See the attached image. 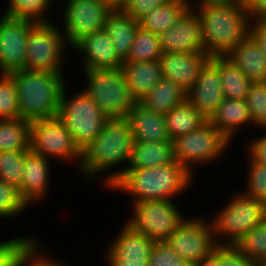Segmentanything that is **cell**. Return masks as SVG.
Instances as JSON below:
<instances>
[{"label": "cell", "mask_w": 266, "mask_h": 266, "mask_svg": "<svg viewBox=\"0 0 266 266\" xmlns=\"http://www.w3.org/2000/svg\"><path fill=\"white\" fill-rule=\"evenodd\" d=\"M210 58L206 52H162L159 62L163 78L173 81L187 94Z\"/></svg>", "instance_id": "19"}, {"label": "cell", "mask_w": 266, "mask_h": 266, "mask_svg": "<svg viewBox=\"0 0 266 266\" xmlns=\"http://www.w3.org/2000/svg\"><path fill=\"white\" fill-rule=\"evenodd\" d=\"M204 1H213V0H186V2L190 5L193 6L197 3L204 2Z\"/></svg>", "instance_id": "51"}, {"label": "cell", "mask_w": 266, "mask_h": 266, "mask_svg": "<svg viewBox=\"0 0 266 266\" xmlns=\"http://www.w3.org/2000/svg\"><path fill=\"white\" fill-rule=\"evenodd\" d=\"M258 266H266V259L257 263Z\"/></svg>", "instance_id": "52"}, {"label": "cell", "mask_w": 266, "mask_h": 266, "mask_svg": "<svg viewBox=\"0 0 266 266\" xmlns=\"http://www.w3.org/2000/svg\"><path fill=\"white\" fill-rule=\"evenodd\" d=\"M59 1H60V0H59ZM59 1H58V0H55L56 3H58ZM62 1H65V0H61V3H62Z\"/></svg>", "instance_id": "54"}, {"label": "cell", "mask_w": 266, "mask_h": 266, "mask_svg": "<svg viewBox=\"0 0 266 266\" xmlns=\"http://www.w3.org/2000/svg\"><path fill=\"white\" fill-rule=\"evenodd\" d=\"M245 100L253 129L266 131V82H252Z\"/></svg>", "instance_id": "36"}, {"label": "cell", "mask_w": 266, "mask_h": 266, "mask_svg": "<svg viewBox=\"0 0 266 266\" xmlns=\"http://www.w3.org/2000/svg\"><path fill=\"white\" fill-rule=\"evenodd\" d=\"M28 151H0V180L19 188L22 184L23 163Z\"/></svg>", "instance_id": "37"}, {"label": "cell", "mask_w": 266, "mask_h": 266, "mask_svg": "<svg viewBox=\"0 0 266 266\" xmlns=\"http://www.w3.org/2000/svg\"><path fill=\"white\" fill-rule=\"evenodd\" d=\"M71 52L77 53L78 60L82 56V59L80 58L82 72L94 69H118L124 63L116 53L105 29L82 37L71 47Z\"/></svg>", "instance_id": "17"}, {"label": "cell", "mask_w": 266, "mask_h": 266, "mask_svg": "<svg viewBox=\"0 0 266 266\" xmlns=\"http://www.w3.org/2000/svg\"><path fill=\"white\" fill-rule=\"evenodd\" d=\"M225 57L236 65L251 82H266V59L248 34Z\"/></svg>", "instance_id": "23"}, {"label": "cell", "mask_w": 266, "mask_h": 266, "mask_svg": "<svg viewBox=\"0 0 266 266\" xmlns=\"http://www.w3.org/2000/svg\"><path fill=\"white\" fill-rule=\"evenodd\" d=\"M19 118L15 80L10 74H0V120Z\"/></svg>", "instance_id": "40"}, {"label": "cell", "mask_w": 266, "mask_h": 266, "mask_svg": "<svg viewBox=\"0 0 266 266\" xmlns=\"http://www.w3.org/2000/svg\"><path fill=\"white\" fill-rule=\"evenodd\" d=\"M249 35L259 46L266 59V28L257 20H252L249 25Z\"/></svg>", "instance_id": "46"}, {"label": "cell", "mask_w": 266, "mask_h": 266, "mask_svg": "<svg viewBox=\"0 0 266 266\" xmlns=\"http://www.w3.org/2000/svg\"><path fill=\"white\" fill-rule=\"evenodd\" d=\"M44 246L41 241H36L21 258L19 266H69L64 264L66 262H61L63 260L56 259L55 256L48 254Z\"/></svg>", "instance_id": "42"}, {"label": "cell", "mask_w": 266, "mask_h": 266, "mask_svg": "<svg viewBox=\"0 0 266 266\" xmlns=\"http://www.w3.org/2000/svg\"><path fill=\"white\" fill-rule=\"evenodd\" d=\"M206 215L190 216L173 232L165 243L179 257L191 264L197 262L217 243L214 238L212 223Z\"/></svg>", "instance_id": "13"}, {"label": "cell", "mask_w": 266, "mask_h": 266, "mask_svg": "<svg viewBox=\"0 0 266 266\" xmlns=\"http://www.w3.org/2000/svg\"><path fill=\"white\" fill-rule=\"evenodd\" d=\"M247 142L244 147V151L247 154L245 156H248L252 161L266 165V133L262 130L260 136H255V138H251Z\"/></svg>", "instance_id": "45"}, {"label": "cell", "mask_w": 266, "mask_h": 266, "mask_svg": "<svg viewBox=\"0 0 266 266\" xmlns=\"http://www.w3.org/2000/svg\"><path fill=\"white\" fill-rule=\"evenodd\" d=\"M235 246L250 260L258 263L266 259V219L247 232Z\"/></svg>", "instance_id": "34"}, {"label": "cell", "mask_w": 266, "mask_h": 266, "mask_svg": "<svg viewBox=\"0 0 266 266\" xmlns=\"http://www.w3.org/2000/svg\"><path fill=\"white\" fill-rule=\"evenodd\" d=\"M220 81L224 98L245 100L251 81L225 56H220Z\"/></svg>", "instance_id": "32"}, {"label": "cell", "mask_w": 266, "mask_h": 266, "mask_svg": "<svg viewBox=\"0 0 266 266\" xmlns=\"http://www.w3.org/2000/svg\"><path fill=\"white\" fill-rule=\"evenodd\" d=\"M174 201L143 200L132 203V215L123 223L154 242L165 241L187 218Z\"/></svg>", "instance_id": "10"}, {"label": "cell", "mask_w": 266, "mask_h": 266, "mask_svg": "<svg viewBox=\"0 0 266 266\" xmlns=\"http://www.w3.org/2000/svg\"><path fill=\"white\" fill-rule=\"evenodd\" d=\"M83 91L109 118H125L135 104L123 71L118 69H94L83 72Z\"/></svg>", "instance_id": "8"}, {"label": "cell", "mask_w": 266, "mask_h": 266, "mask_svg": "<svg viewBox=\"0 0 266 266\" xmlns=\"http://www.w3.org/2000/svg\"><path fill=\"white\" fill-rule=\"evenodd\" d=\"M7 5L1 15L9 18L26 19L35 23L52 22L49 18L56 2L55 0H7ZM49 14V15H48Z\"/></svg>", "instance_id": "30"}, {"label": "cell", "mask_w": 266, "mask_h": 266, "mask_svg": "<svg viewBox=\"0 0 266 266\" xmlns=\"http://www.w3.org/2000/svg\"><path fill=\"white\" fill-rule=\"evenodd\" d=\"M175 162L172 141H134L127 168H153Z\"/></svg>", "instance_id": "26"}, {"label": "cell", "mask_w": 266, "mask_h": 266, "mask_svg": "<svg viewBox=\"0 0 266 266\" xmlns=\"http://www.w3.org/2000/svg\"><path fill=\"white\" fill-rule=\"evenodd\" d=\"M172 143L175 161L193 177L195 171H198L196 169H200L199 166L215 164L223 156H227L226 152L232 144L208 120L197 130L175 138Z\"/></svg>", "instance_id": "7"}, {"label": "cell", "mask_w": 266, "mask_h": 266, "mask_svg": "<svg viewBox=\"0 0 266 266\" xmlns=\"http://www.w3.org/2000/svg\"><path fill=\"white\" fill-rule=\"evenodd\" d=\"M192 266H218V244L211 248L204 256Z\"/></svg>", "instance_id": "48"}, {"label": "cell", "mask_w": 266, "mask_h": 266, "mask_svg": "<svg viewBox=\"0 0 266 266\" xmlns=\"http://www.w3.org/2000/svg\"><path fill=\"white\" fill-rule=\"evenodd\" d=\"M209 219L217 244L235 245L247 232L266 219V203L234 191L231 198Z\"/></svg>", "instance_id": "5"}, {"label": "cell", "mask_w": 266, "mask_h": 266, "mask_svg": "<svg viewBox=\"0 0 266 266\" xmlns=\"http://www.w3.org/2000/svg\"><path fill=\"white\" fill-rule=\"evenodd\" d=\"M162 55L159 35L138 27L129 56L125 61H157Z\"/></svg>", "instance_id": "33"}, {"label": "cell", "mask_w": 266, "mask_h": 266, "mask_svg": "<svg viewBox=\"0 0 266 266\" xmlns=\"http://www.w3.org/2000/svg\"><path fill=\"white\" fill-rule=\"evenodd\" d=\"M167 133L171 141L197 130L207 119L186 99L164 114Z\"/></svg>", "instance_id": "28"}, {"label": "cell", "mask_w": 266, "mask_h": 266, "mask_svg": "<svg viewBox=\"0 0 266 266\" xmlns=\"http://www.w3.org/2000/svg\"><path fill=\"white\" fill-rule=\"evenodd\" d=\"M69 84H65L61 93L58 118L71 133L76 146L82 151L100 133L109 117L82 88L70 96L67 88Z\"/></svg>", "instance_id": "6"}, {"label": "cell", "mask_w": 266, "mask_h": 266, "mask_svg": "<svg viewBox=\"0 0 266 266\" xmlns=\"http://www.w3.org/2000/svg\"><path fill=\"white\" fill-rule=\"evenodd\" d=\"M222 1H237V2H241V0H222Z\"/></svg>", "instance_id": "53"}, {"label": "cell", "mask_w": 266, "mask_h": 266, "mask_svg": "<svg viewBox=\"0 0 266 266\" xmlns=\"http://www.w3.org/2000/svg\"><path fill=\"white\" fill-rule=\"evenodd\" d=\"M138 27V20L120 8H114L107 16L104 29L107 31L116 53L123 61L129 56Z\"/></svg>", "instance_id": "25"}, {"label": "cell", "mask_w": 266, "mask_h": 266, "mask_svg": "<svg viewBox=\"0 0 266 266\" xmlns=\"http://www.w3.org/2000/svg\"><path fill=\"white\" fill-rule=\"evenodd\" d=\"M36 235L29 234L8 238L1 242L0 240V266H19L21 258L36 242Z\"/></svg>", "instance_id": "35"}, {"label": "cell", "mask_w": 266, "mask_h": 266, "mask_svg": "<svg viewBox=\"0 0 266 266\" xmlns=\"http://www.w3.org/2000/svg\"><path fill=\"white\" fill-rule=\"evenodd\" d=\"M28 209L29 206L20 197L18 188L0 180V218L15 219Z\"/></svg>", "instance_id": "38"}, {"label": "cell", "mask_w": 266, "mask_h": 266, "mask_svg": "<svg viewBox=\"0 0 266 266\" xmlns=\"http://www.w3.org/2000/svg\"><path fill=\"white\" fill-rule=\"evenodd\" d=\"M194 179L175 161L160 167L127 168L109 190L130 195V204L143 200H175L192 189Z\"/></svg>", "instance_id": "3"}, {"label": "cell", "mask_w": 266, "mask_h": 266, "mask_svg": "<svg viewBox=\"0 0 266 266\" xmlns=\"http://www.w3.org/2000/svg\"><path fill=\"white\" fill-rule=\"evenodd\" d=\"M133 144L126 118H109L95 139L81 151V162L74 174L92 185L99 178L102 187L108 190L126 171Z\"/></svg>", "instance_id": "1"}, {"label": "cell", "mask_w": 266, "mask_h": 266, "mask_svg": "<svg viewBox=\"0 0 266 266\" xmlns=\"http://www.w3.org/2000/svg\"><path fill=\"white\" fill-rule=\"evenodd\" d=\"M200 18L205 52L225 56L249 34L252 21L243 2L204 1L192 6Z\"/></svg>", "instance_id": "2"}, {"label": "cell", "mask_w": 266, "mask_h": 266, "mask_svg": "<svg viewBox=\"0 0 266 266\" xmlns=\"http://www.w3.org/2000/svg\"><path fill=\"white\" fill-rule=\"evenodd\" d=\"M218 266H258L235 245L218 244Z\"/></svg>", "instance_id": "43"}, {"label": "cell", "mask_w": 266, "mask_h": 266, "mask_svg": "<svg viewBox=\"0 0 266 266\" xmlns=\"http://www.w3.org/2000/svg\"><path fill=\"white\" fill-rule=\"evenodd\" d=\"M132 97L136 101L144 98L163 78L159 60L157 61H124L121 66Z\"/></svg>", "instance_id": "24"}, {"label": "cell", "mask_w": 266, "mask_h": 266, "mask_svg": "<svg viewBox=\"0 0 266 266\" xmlns=\"http://www.w3.org/2000/svg\"><path fill=\"white\" fill-rule=\"evenodd\" d=\"M51 162V159L31 150L25 154L22 184L18 190L20 197L29 207L43 201L50 194Z\"/></svg>", "instance_id": "20"}, {"label": "cell", "mask_w": 266, "mask_h": 266, "mask_svg": "<svg viewBox=\"0 0 266 266\" xmlns=\"http://www.w3.org/2000/svg\"><path fill=\"white\" fill-rule=\"evenodd\" d=\"M108 2L113 8H120L126 0H104Z\"/></svg>", "instance_id": "49"}, {"label": "cell", "mask_w": 266, "mask_h": 266, "mask_svg": "<svg viewBox=\"0 0 266 266\" xmlns=\"http://www.w3.org/2000/svg\"><path fill=\"white\" fill-rule=\"evenodd\" d=\"M148 266H192V264L179 257L165 241H162L153 244Z\"/></svg>", "instance_id": "41"}, {"label": "cell", "mask_w": 266, "mask_h": 266, "mask_svg": "<svg viewBox=\"0 0 266 266\" xmlns=\"http://www.w3.org/2000/svg\"><path fill=\"white\" fill-rule=\"evenodd\" d=\"M257 21L266 28V13H264L262 16H260Z\"/></svg>", "instance_id": "50"}, {"label": "cell", "mask_w": 266, "mask_h": 266, "mask_svg": "<svg viewBox=\"0 0 266 266\" xmlns=\"http://www.w3.org/2000/svg\"><path fill=\"white\" fill-rule=\"evenodd\" d=\"M109 243L102 252L105 254L106 266H148L155 242L144 234L132 231L123 223Z\"/></svg>", "instance_id": "15"}, {"label": "cell", "mask_w": 266, "mask_h": 266, "mask_svg": "<svg viewBox=\"0 0 266 266\" xmlns=\"http://www.w3.org/2000/svg\"><path fill=\"white\" fill-rule=\"evenodd\" d=\"M30 150L47 159L51 158L53 162L57 159L69 165L77 164L74 166L78 171L81 151L58 117L30 121Z\"/></svg>", "instance_id": "11"}, {"label": "cell", "mask_w": 266, "mask_h": 266, "mask_svg": "<svg viewBox=\"0 0 266 266\" xmlns=\"http://www.w3.org/2000/svg\"><path fill=\"white\" fill-rule=\"evenodd\" d=\"M10 75L15 80L21 119L34 121L58 117L67 73L22 69Z\"/></svg>", "instance_id": "4"}, {"label": "cell", "mask_w": 266, "mask_h": 266, "mask_svg": "<svg viewBox=\"0 0 266 266\" xmlns=\"http://www.w3.org/2000/svg\"><path fill=\"white\" fill-rule=\"evenodd\" d=\"M185 100L186 93L178 85L162 78L140 102L150 110L166 114Z\"/></svg>", "instance_id": "29"}, {"label": "cell", "mask_w": 266, "mask_h": 266, "mask_svg": "<svg viewBox=\"0 0 266 266\" xmlns=\"http://www.w3.org/2000/svg\"><path fill=\"white\" fill-rule=\"evenodd\" d=\"M190 7L186 0H168L138 20L139 27L160 35L167 31Z\"/></svg>", "instance_id": "27"}, {"label": "cell", "mask_w": 266, "mask_h": 266, "mask_svg": "<svg viewBox=\"0 0 266 266\" xmlns=\"http://www.w3.org/2000/svg\"><path fill=\"white\" fill-rule=\"evenodd\" d=\"M208 121L231 143L234 142L239 131L245 130V127L247 129L252 127L251 115L246 100L224 98Z\"/></svg>", "instance_id": "22"}, {"label": "cell", "mask_w": 266, "mask_h": 266, "mask_svg": "<svg viewBox=\"0 0 266 266\" xmlns=\"http://www.w3.org/2000/svg\"><path fill=\"white\" fill-rule=\"evenodd\" d=\"M186 99L207 119L224 99L220 81V56H212L201 69Z\"/></svg>", "instance_id": "16"}, {"label": "cell", "mask_w": 266, "mask_h": 266, "mask_svg": "<svg viewBox=\"0 0 266 266\" xmlns=\"http://www.w3.org/2000/svg\"><path fill=\"white\" fill-rule=\"evenodd\" d=\"M244 4L251 20H257L266 13V0H247Z\"/></svg>", "instance_id": "47"}, {"label": "cell", "mask_w": 266, "mask_h": 266, "mask_svg": "<svg viewBox=\"0 0 266 266\" xmlns=\"http://www.w3.org/2000/svg\"><path fill=\"white\" fill-rule=\"evenodd\" d=\"M125 118L129 123L134 141H171L164 114L150 110L140 101L135 102Z\"/></svg>", "instance_id": "21"}, {"label": "cell", "mask_w": 266, "mask_h": 266, "mask_svg": "<svg viewBox=\"0 0 266 266\" xmlns=\"http://www.w3.org/2000/svg\"><path fill=\"white\" fill-rule=\"evenodd\" d=\"M247 163V176L245 190L240 192L248 197L266 203V165L252 161L249 157Z\"/></svg>", "instance_id": "39"}, {"label": "cell", "mask_w": 266, "mask_h": 266, "mask_svg": "<svg viewBox=\"0 0 266 266\" xmlns=\"http://www.w3.org/2000/svg\"><path fill=\"white\" fill-rule=\"evenodd\" d=\"M30 150V121L16 118L0 120V151Z\"/></svg>", "instance_id": "31"}, {"label": "cell", "mask_w": 266, "mask_h": 266, "mask_svg": "<svg viewBox=\"0 0 266 266\" xmlns=\"http://www.w3.org/2000/svg\"><path fill=\"white\" fill-rule=\"evenodd\" d=\"M159 38L162 52H205L200 18L192 6Z\"/></svg>", "instance_id": "18"}, {"label": "cell", "mask_w": 266, "mask_h": 266, "mask_svg": "<svg viewBox=\"0 0 266 266\" xmlns=\"http://www.w3.org/2000/svg\"><path fill=\"white\" fill-rule=\"evenodd\" d=\"M55 20L36 23L30 29L27 39L25 69L66 72V68L63 66L67 62L65 59L70 56L67 53H70L71 47L67 44L60 26Z\"/></svg>", "instance_id": "9"}, {"label": "cell", "mask_w": 266, "mask_h": 266, "mask_svg": "<svg viewBox=\"0 0 266 266\" xmlns=\"http://www.w3.org/2000/svg\"><path fill=\"white\" fill-rule=\"evenodd\" d=\"M168 0H126L120 9L134 19L139 20Z\"/></svg>", "instance_id": "44"}, {"label": "cell", "mask_w": 266, "mask_h": 266, "mask_svg": "<svg viewBox=\"0 0 266 266\" xmlns=\"http://www.w3.org/2000/svg\"><path fill=\"white\" fill-rule=\"evenodd\" d=\"M59 24L67 44L72 47L82 37L102 30L109 13L114 9L104 0L62 1ZM65 5V7H64ZM62 16V17H61ZM61 24V25H60Z\"/></svg>", "instance_id": "12"}, {"label": "cell", "mask_w": 266, "mask_h": 266, "mask_svg": "<svg viewBox=\"0 0 266 266\" xmlns=\"http://www.w3.org/2000/svg\"><path fill=\"white\" fill-rule=\"evenodd\" d=\"M0 16V74H10L25 69L27 39L36 23Z\"/></svg>", "instance_id": "14"}]
</instances>
